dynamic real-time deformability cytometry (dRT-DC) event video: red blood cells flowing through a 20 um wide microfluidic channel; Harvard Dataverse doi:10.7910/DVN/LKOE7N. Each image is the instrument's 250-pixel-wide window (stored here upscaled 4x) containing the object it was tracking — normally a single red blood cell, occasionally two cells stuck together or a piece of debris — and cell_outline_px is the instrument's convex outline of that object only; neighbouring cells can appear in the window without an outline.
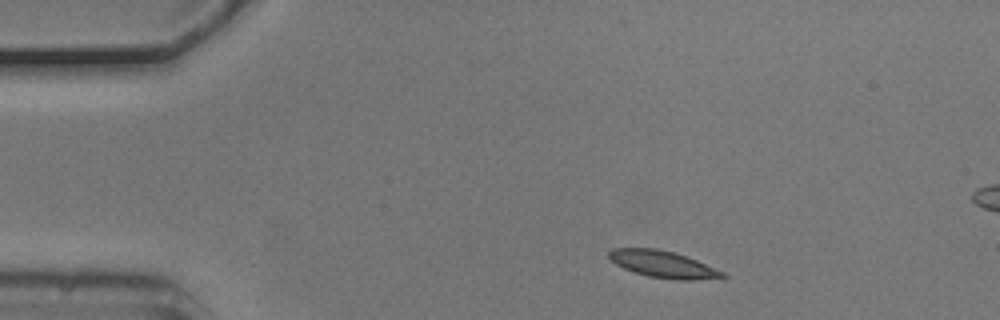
{"species": "common noctule bat (a hibernating species)", "species_latin": "Nyctalus noctula", "temperature_condition": "cold", "stored_images_in_passage": 3, "camera_frame_rate_fps": 3000, "um_per_image_px": 0.085, "animal": {"sex": "male", "body_mass_g": 20.5, "forearm_length_mm": 52.5}, "frame": {"image": 1, "passage_image": 1, "time_ms": 0.0, "image_size_px": [1000, 320], "cell_outline_px": [[728, 276], [724, 280], [676, 280], [648, 276], [624, 268], [616, 264], [608, 256], [608, 252], [612, 248], [656, 248], [672, 252], [696, 260], [724, 272]], "centroid_in_image_um": [56.44, 22.49], "position_along_channel_um": 28.6, "area_um2": 17.86}}